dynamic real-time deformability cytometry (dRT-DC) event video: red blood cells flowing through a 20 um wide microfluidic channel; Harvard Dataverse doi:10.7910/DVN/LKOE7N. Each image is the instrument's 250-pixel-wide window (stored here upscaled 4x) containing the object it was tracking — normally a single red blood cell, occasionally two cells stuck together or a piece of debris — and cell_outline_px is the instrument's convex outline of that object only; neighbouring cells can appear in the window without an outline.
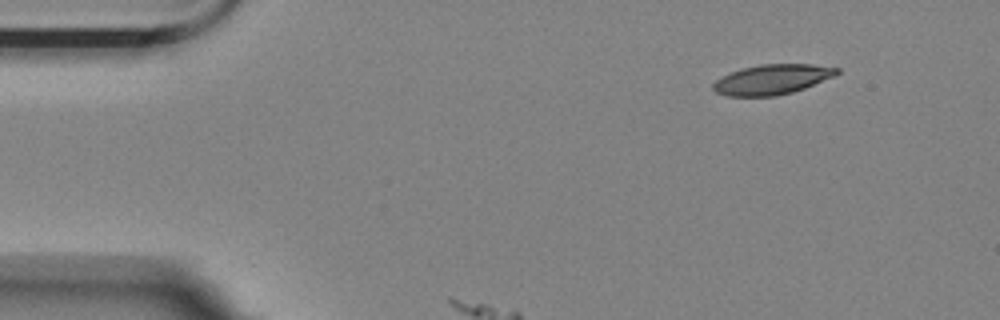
{"species": "Egyptian fruit bat (a non-hibernating species)", "species_latin": "Rousettus aegyptiacus", "temperature_condition": "room temperature", "stored_images_in_passage": 3, "camera_frame_rate_fps": 3000, "um_per_image_px": 0.085, "animal": {"sex": "female"}, "frame": {"image": 1, "passage_image": 1, "time_ms": 0.0, "image_size_px": [1000, 320], "cell_outline_px": [[840, 72], [836, 76], [804, 88], [792, 92], [776, 96], [728, 96], [716, 92], [712, 88], [712, 84], [716, 80], [732, 72], [744, 68], [760, 64], [812, 64], [840, 68]], "centroid_in_image_um": [65.67, 6.75], "position_along_channel_um": 19.3, "area_um2": 21.56}}